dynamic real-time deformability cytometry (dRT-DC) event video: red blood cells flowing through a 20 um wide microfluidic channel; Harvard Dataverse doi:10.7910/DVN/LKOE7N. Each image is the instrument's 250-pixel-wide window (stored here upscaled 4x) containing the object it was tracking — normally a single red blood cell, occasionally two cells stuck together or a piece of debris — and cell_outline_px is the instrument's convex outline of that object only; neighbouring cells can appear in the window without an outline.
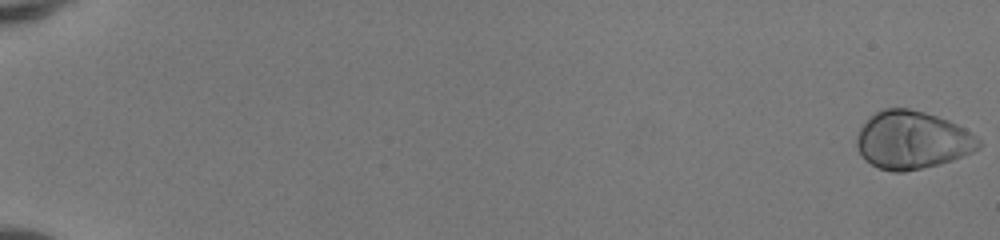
{"species": "human", "species_latin": "Homo sapiens", "temperature_condition": "room temperature", "stored_images_in_passage": 52, "camera_frame_rate_fps": 3000, "um_per_image_px": 0.085, "donor": {"sex": "female"}, "frame": {"image": 1, "passage_image": 1, "time_ms": 0.0, "image_size_px": [1000, 240], "cell_outline_px": [[980, 148], [972, 152], [952, 160], [904, 172], [892, 172], [880, 168], [864, 160], [856, 144], [856, 136], [860, 128], [868, 116], [872, 112], [884, 108], [908, 108], [924, 112], [948, 120], [972, 132], [980, 140]], "centroid_in_image_um": [77.51, 11.89], "position_along_channel_um": 7.5, "area_um2": 41.21}}
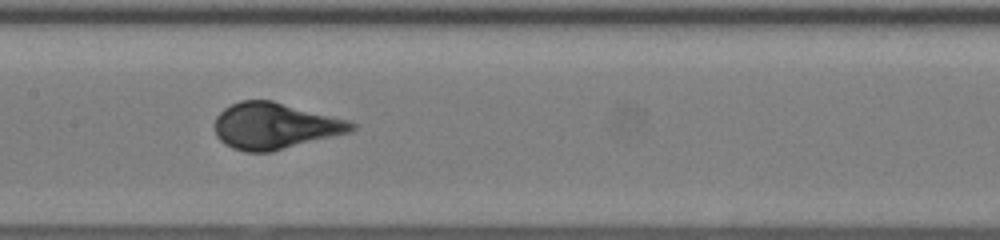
{"frame": {"image": 2, "passage_image": 29, "time_ms": 9.333, "image_size_px": [1000, 240], "cell_outline_px": [[356, 128], [352, 132], [272, 152], [244, 152], [232, 148], [224, 144], [216, 136], [216, 116], [224, 108], [240, 100], [272, 100], [348, 120], [356, 124]], "centroid_in_image_um": [23.37, 10.72], "position_along_channel_um": 184.0, "area_um2": 37.05}}
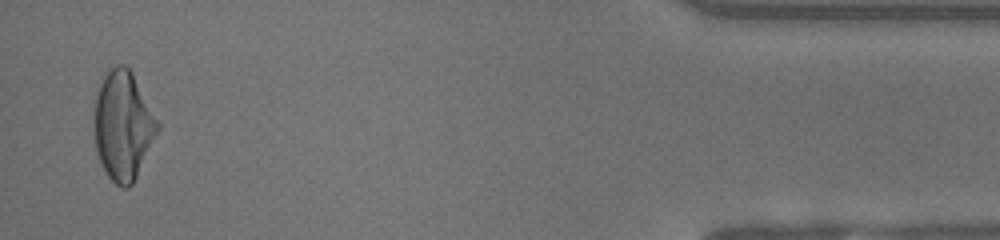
{"frame": {"image": 3, "passage_image": 51, "time_ms": 16.667, "image_size_px": [1000, 240], "cell_outline_px": [[160, 128], [132, 184], [128, 188], [120, 188], [108, 176], [96, 152], [96, 92], [104, 76], [116, 64], [124, 64], [132, 72], [160, 124]], "centroid_in_image_um": [10.48, 10.67], "position_along_channel_um": 424.7, "area_um2": 39.42}, "authors_computed_cell_mechanics": {"area_um2": 37.9746, "velocity_mm_per_s": 4.1671, "shape_relaxation_time_tau1_ms": 3.8753, "shape_relaxation_time_tau2_ms": null, "deformation_change_tau1": 0.2271, "deformation_change_tau2": null}}